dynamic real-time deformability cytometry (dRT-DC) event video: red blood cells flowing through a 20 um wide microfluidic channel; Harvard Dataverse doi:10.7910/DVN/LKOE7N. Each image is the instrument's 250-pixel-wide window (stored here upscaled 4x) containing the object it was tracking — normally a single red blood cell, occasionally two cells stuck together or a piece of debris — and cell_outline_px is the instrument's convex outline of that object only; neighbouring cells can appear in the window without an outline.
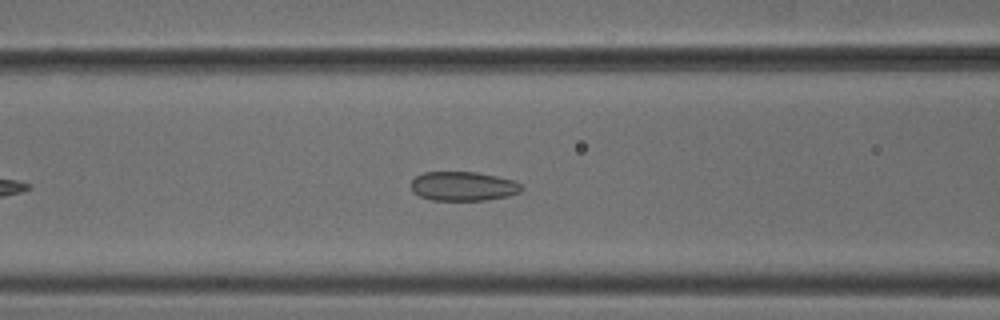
{"species": "common noctule bat (a hibernating species)", "species_latin": "Nyctalus noctula", "temperature_condition": "cold", "stored_images_in_passage": 27, "camera_frame_rate_fps": 3000, "um_per_image_px": 0.085, "animal": {"sex": "male", "body_mass_g": 18.8}, "frame": {"image": 1, "passage_image": 11, "time_ms": 3.333, "image_size_px": [1000, 320], "cell_outline_px": [[524, 188], [520, 192], [508, 196], [488, 200], [432, 200], [420, 196], [412, 192], [412, 180], [416, 176], [424, 172], [476, 172], [496, 176], [512, 180], [520, 184]], "centroid_in_image_um": [39.37, 15.83], "position_along_channel_um": 127.2, "area_um2": 18.79}}
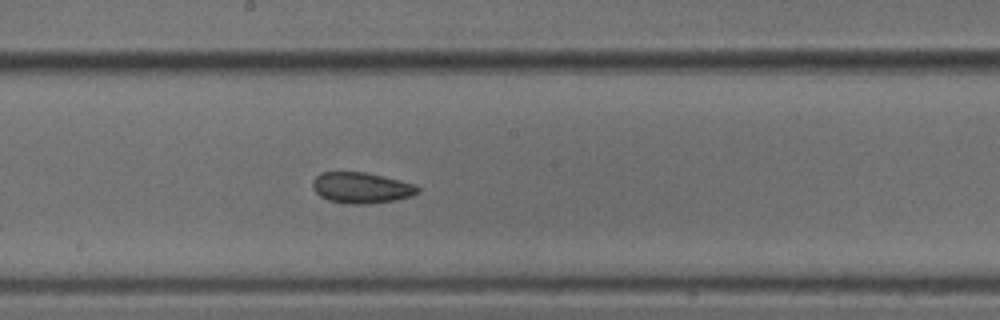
{"frame": {"image": 2, "passage_image": 18, "time_ms": 5.667, "image_size_px": [1000, 320], "cell_outline_px": [[420, 192], [412, 196], [396, 200], [368, 204], [344, 204], [328, 200], [320, 196], [312, 188], [312, 180], [320, 172], [364, 172], [384, 176], [416, 184], [420, 188]], "centroid_in_image_um": [30.72, 15.97], "position_along_channel_um": 217.5, "area_um2": 19.25}}
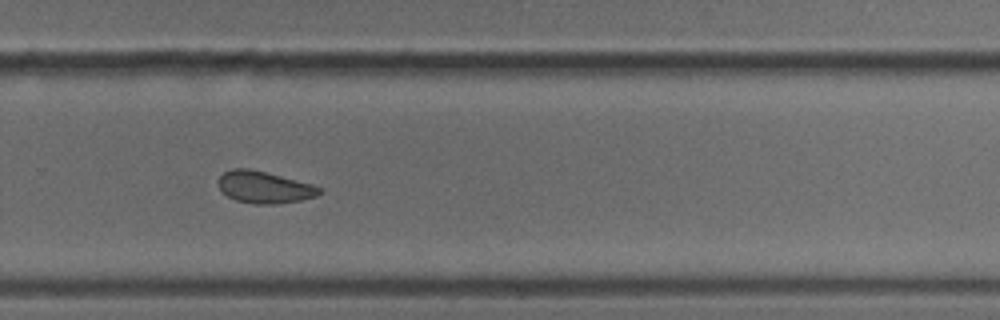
{"frame": {"image": 3, "passage_image": 25, "time_ms": 8.0, "image_size_px": [1000, 320], "cell_outline_px": [[324, 192], [316, 196], [300, 200], [276, 204], [256, 204], [236, 200], [228, 196], [220, 188], [216, 180], [224, 172], [232, 168], [248, 168], [312, 184], [320, 188]], "centroid_in_image_um": [22.45, 15.91], "position_along_channel_um": 307.3, "area_um2": 18.61}}